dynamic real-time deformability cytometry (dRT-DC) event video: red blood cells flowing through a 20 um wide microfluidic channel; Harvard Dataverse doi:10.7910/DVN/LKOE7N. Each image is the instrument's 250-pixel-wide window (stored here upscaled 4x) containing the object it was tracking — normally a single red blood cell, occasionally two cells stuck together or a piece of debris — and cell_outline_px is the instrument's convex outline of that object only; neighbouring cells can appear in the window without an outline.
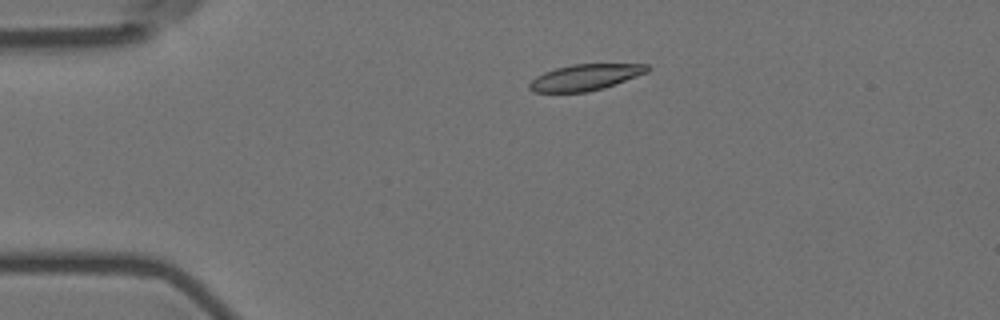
{"species": "Egyptian fruit bat (a non-hibernating species)", "species_latin": "Rousettus aegyptiacus", "temperature_condition": "room temperature", "stored_images_in_passage": 14, "camera_frame_rate_fps": 3000, "um_per_image_px": 0.085, "animal": {"sex": "female"}, "frame": {"image": 1, "passage_image": 3, "time_ms": 0.667, "image_size_px": [1000, 320], "cell_outline_px": [[652, 68], [648, 72], [604, 88], [588, 92], [532, 92], [528, 88], [528, 84], [536, 76], [544, 72], [556, 68], [572, 64], [648, 64]], "centroid_in_image_um": [49.75, 6.57], "position_along_channel_um": 35.3, "area_um2": 18.03}}
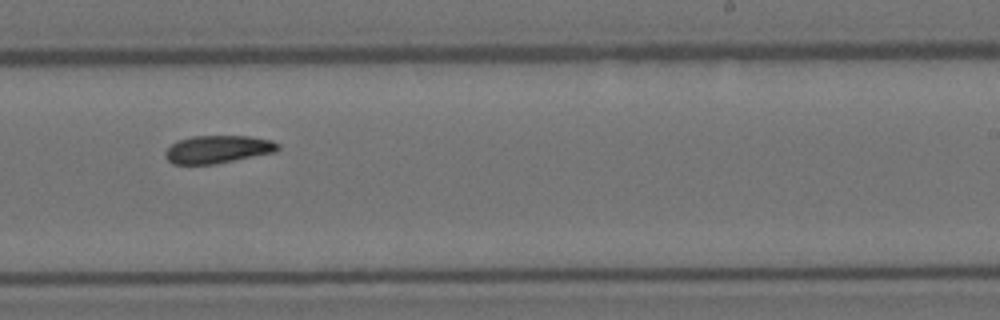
{"frame": {"image": 2, "passage_image": 9, "time_ms": 2.667, "image_size_px": [1000, 320], "cell_outline_px": [[280, 148], [276, 152], [216, 164], [172, 164], [164, 156], [164, 152], [176, 140], [192, 136], [248, 136], [272, 140], [280, 144]], "centroid_in_image_um": [18.52, 12.69], "position_along_channel_um": 270.5, "area_um2": 18.44}}
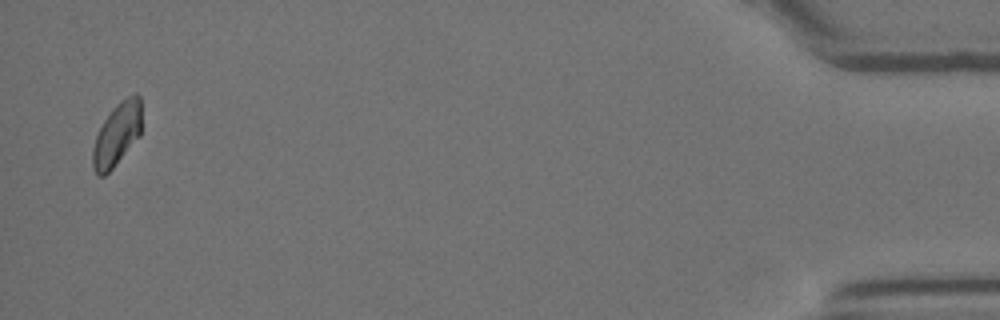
{"frame": {"image": 3, "passage_image": 14, "time_ms": 4.333, "image_size_px": [1000, 320], "cell_outline_px": [[140, 136], [112, 168], [104, 176], [96, 176], [92, 168], [92, 148], [96, 136], [104, 120], [112, 108], [120, 100], [136, 92], [140, 96]], "centroid_in_image_um": [9.92, 11.43], "position_along_channel_um": 425.3, "area_um2": 17.92}}